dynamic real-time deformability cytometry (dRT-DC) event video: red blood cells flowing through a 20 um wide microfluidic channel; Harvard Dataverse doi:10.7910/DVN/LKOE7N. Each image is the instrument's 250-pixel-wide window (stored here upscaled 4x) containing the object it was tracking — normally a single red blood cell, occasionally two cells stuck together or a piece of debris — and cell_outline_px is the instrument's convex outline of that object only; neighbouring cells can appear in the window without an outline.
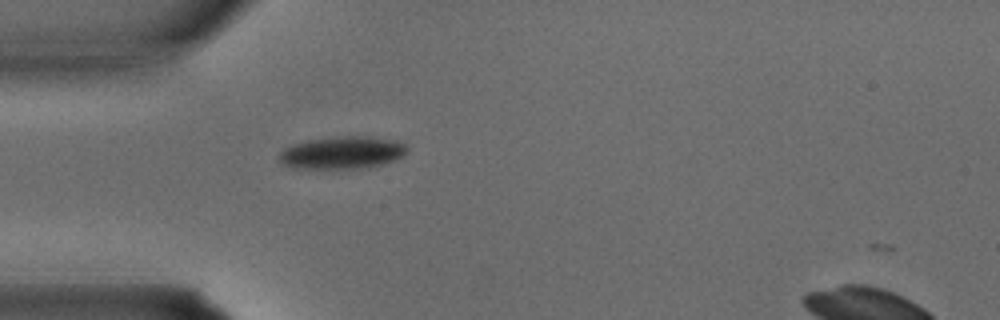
{"species": "common noctule bat (a hibernating species)", "species_latin": "Nyctalus noctula", "temperature_condition": "warm", "stored_images_in_passage": 3, "camera_frame_rate_fps": 3000, "um_per_image_px": 0.085, "animal": {"sex": "male", "body_mass_g": 15.6}, "frame": {"image": 1, "passage_image": 2, "time_ms": 0.333, "image_size_px": [1000, 320], "cell_outline_px": [[408, 148], [400, 156], [392, 160], [368, 168], [296, 168], [284, 164], [280, 160], [280, 152], [284, 148], [292, 144], [308, 140], [344, 136], [368, 136], [396, 140], [404, 144]], "centroid_in_image_um": [29.07, 12.96], "position_along_channel_um": 55.9, "area_um2": 23.81}}